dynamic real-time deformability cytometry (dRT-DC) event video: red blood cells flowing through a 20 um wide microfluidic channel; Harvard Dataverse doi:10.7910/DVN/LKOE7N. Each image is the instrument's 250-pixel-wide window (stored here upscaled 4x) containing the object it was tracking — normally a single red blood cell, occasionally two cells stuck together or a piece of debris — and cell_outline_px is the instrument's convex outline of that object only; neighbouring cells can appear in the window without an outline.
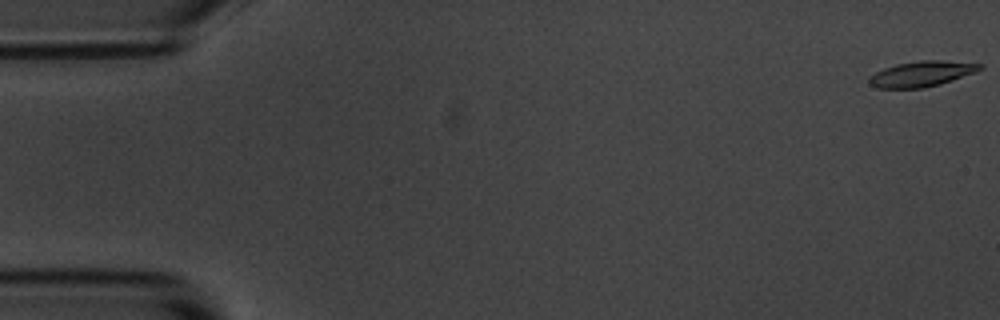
{"species": "common noctule bat (a hibernating species)", "species_latin": "Nyctalus noctula", "temperature_condition": "room temperature", "stored_images_in_passage": 55, "camera_frame_rate_fps": 3000, "um_per_image_px": 0.085, "animal": {"sex": "male", "body_mass_g": 20.1, "forearm_length_mm": 53.5}, "frame": {"image": 1, "passage_image": 1, "time_ms": 0.0, "image_size_px": [1000, 320], "cell_outline_px": [[984, 68], [976, 72], [940, 84], [924, 88], [876, 88], [868, 84], [868, 76], [884, 68], [896, 64], [920, 60], [944, 60], [984, 64]], "centroid_in_image_um": [78.34, 6.27], "position_along_channel_um": 6.7, "area_um2": 16.65}}
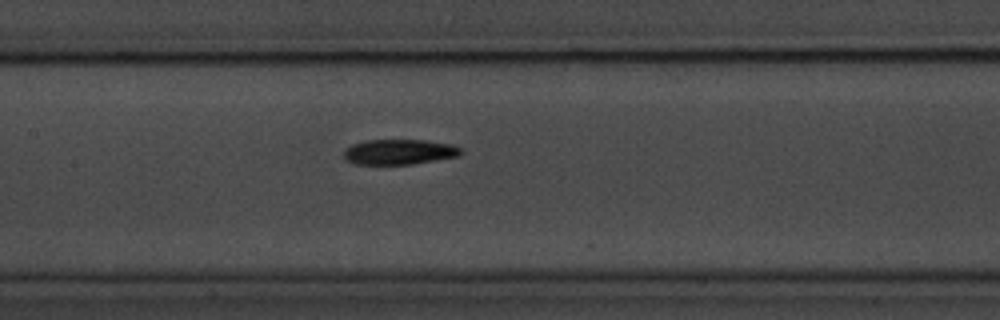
{"frame": {"image": 2, "passage_image": 26, "time_ms": 8.333, "image_size_px": [1000, 320], "cell_outline_px": [[464, 152], [460, 156], [412, 164], [352, 164], [344, 160], [344, 148], [352, 144], [368, 140], [424, 140], [452, 144], [460, 148]], "centroid_in_image_um": [33.92, 12.91], "position_along_channel_um": 173.5, "area_um2": 17.4}}
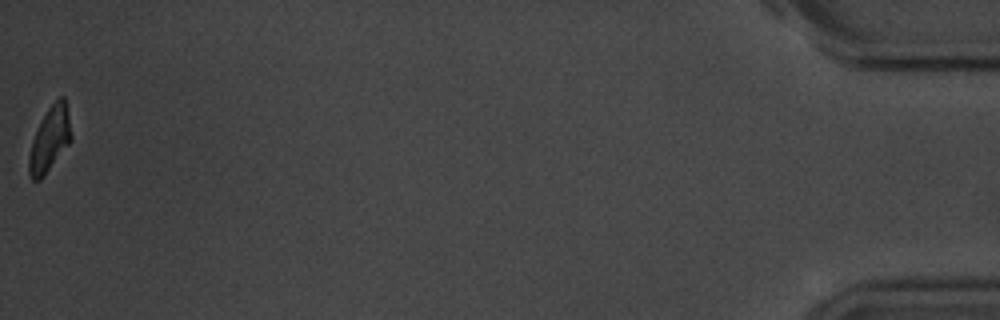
{"frame": {"image": 3, "passage_image": 55, "time_ms": 18.0, "image_size_px": [1000, 320], "cell_outline_px": [[72, 140], [44, 176], [40, 180], [32, 180], [28, 172], [28, 156], [32, 140], [48, 108], [60, 96], [64, 96], [72, 136]], "centroid_in_image_um": [4.22, 11.88], "position_along_channel_um": 431.0, "area_um2": 15.66}, "authors_computed_cell_mechanics": {"area_um2": 17.1666, "velocity_mm_per_s": 3.6837, "shape_relaxation_time_tau1_ms": 4.5089, "shape_relaxation_time_tau2_ms": null, "deformation_change_tau1": 0.1717, "deformation_change_tau2": null}}